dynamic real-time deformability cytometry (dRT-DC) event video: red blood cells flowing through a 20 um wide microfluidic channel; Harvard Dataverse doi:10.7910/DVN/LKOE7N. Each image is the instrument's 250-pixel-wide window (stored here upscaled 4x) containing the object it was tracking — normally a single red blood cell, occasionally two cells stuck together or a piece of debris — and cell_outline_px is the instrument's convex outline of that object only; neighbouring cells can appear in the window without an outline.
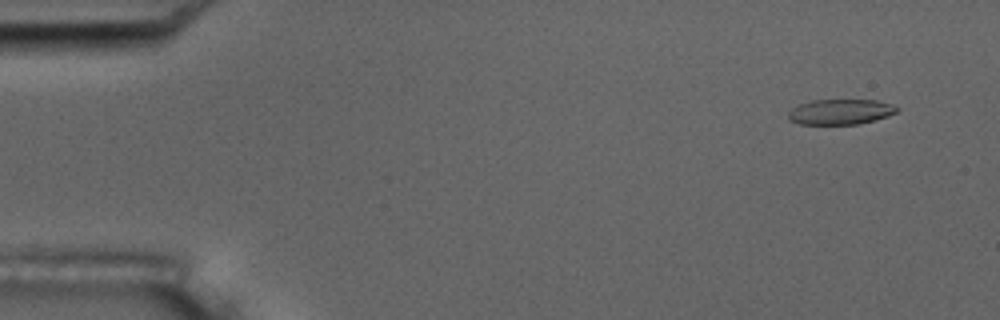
{"species": "common noctule bat (a hibernating species)", "species_latin": "Nyctalus noctula", "temperature_condition": "room temperature", "stored_images_in_passage": 5, "camera_frame_rate_fps": 3000, "um_per_image_px": 0.085, "animal": {"sex": "male", "body_mass_g": 17.5, "forearm_length_mm": 52.3}, "frame": {"image": 1, "passage_image": 1, "time_ms": 0.0, "image_size_px": [1000, 320], "cell_outline_px": [[900, 108], [896, 112], [888, 116], [876, 120], [860, 124], [800, 124], [788, 120], [788, 112], [792, 108], [800, 104], [812, 100], [876, 100], [892, 104]], "centroid_in_image_um": [71.45, 9.51], "position_along_channel_um": 13.6, "area_um2": 16.13}}